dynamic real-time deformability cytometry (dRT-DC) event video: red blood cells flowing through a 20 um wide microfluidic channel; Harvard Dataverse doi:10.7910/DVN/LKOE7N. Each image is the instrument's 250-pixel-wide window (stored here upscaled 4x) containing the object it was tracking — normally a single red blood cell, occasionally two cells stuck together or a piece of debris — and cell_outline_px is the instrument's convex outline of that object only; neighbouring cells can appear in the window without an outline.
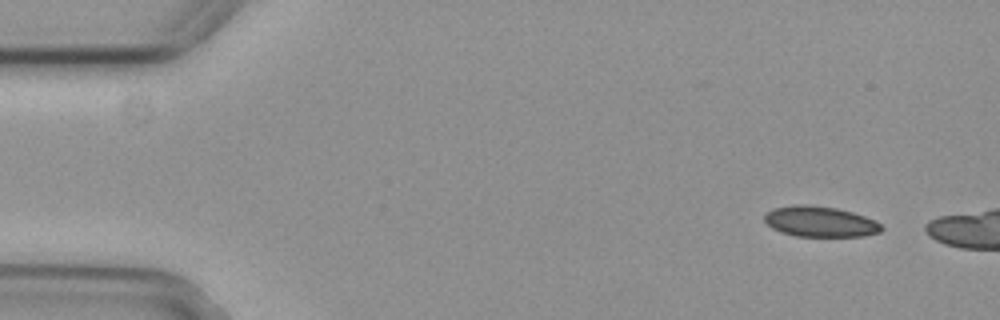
{"species": "common noctule bat (a hibernating species)", "species_latin": "Nyctalus noctula", "temperature_condition": "cold", "stored_images_in_passage": 4, "camera_frame_rate_fps": 3000, "um_per_image_px": 0.085, "animal": {"sex": "female", "body_mass_g": 29.2, "forearm_length_mm": 56.3}, "frame": {"image": 1, "passage_image": 1, "time_ms": 0.0, "image_size_px": [1000, 320], "cell_outline_px": [[884, 228], [880, 232], [864, 236], [796, 236], [780, 232], [772, 228], [764, 220], [764, 216], [772, 208], [800, 204], [808, 204], [836, 208], [852, 212], [864, 216], [880, 224]], "centroid_in_image_um": [69.69, 18.84], "position_along_channel_um": 15.3, "area_um2": 20.75}}